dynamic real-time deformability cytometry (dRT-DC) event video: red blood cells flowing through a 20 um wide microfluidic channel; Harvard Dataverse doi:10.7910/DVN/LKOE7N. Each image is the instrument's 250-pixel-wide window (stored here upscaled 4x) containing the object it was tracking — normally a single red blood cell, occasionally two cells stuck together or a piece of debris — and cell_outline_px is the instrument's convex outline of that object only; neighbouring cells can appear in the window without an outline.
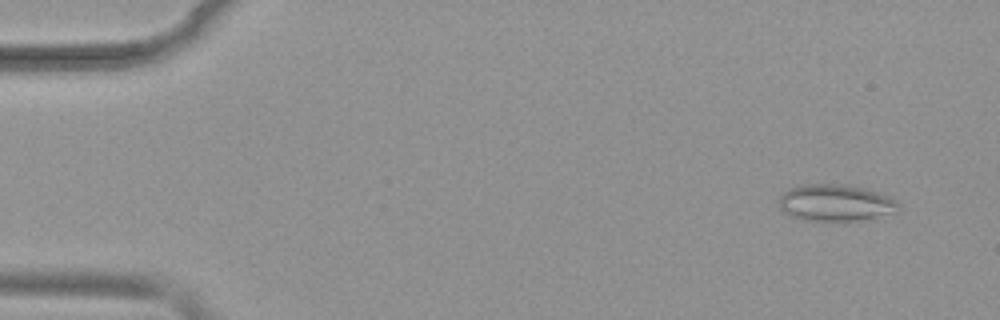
{"species": "common noctule bat (a hibernating species)", "species_latin": "Nyctalus noctula", "temperature_condition": "warm", "stored_images_in_passage": 52, "camera_frame_rate_fps": 3000, "um_per_image_px": 0.085, "animal": {"sex": "female", "body_mass_g": 19.9}, "frame": {"image": 1, "passage_image": 4, "time_ms": 1.0, "image_size_px": [1000, 320], "cell_outline_px": [[900, 208], [896, 212], [844, 224], [804, 220], [788, 216], [780, 208], [780, 196], [788, 188], [800, 184], [844, 184], [876, 192], [888, 196], [896, 200], [900, 204]], "centroid_in_image_um": [70.99, 17.28], "position_along_channel_um": 14.0, "area_um2": 26.3}}
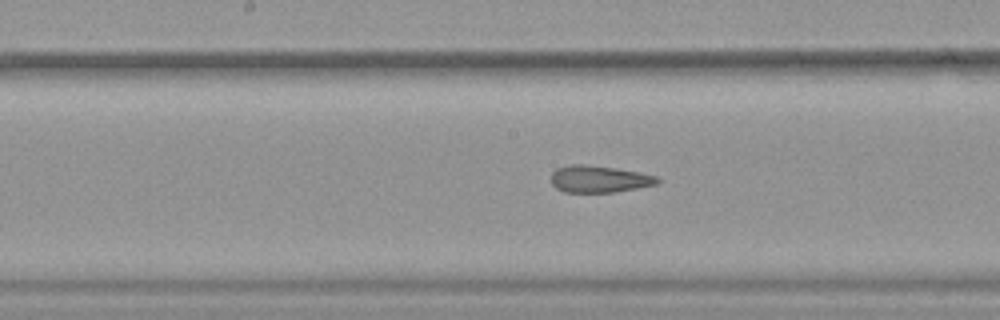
{"frame": {"image": 2, "passage_image": 27, "time_ms": 8.667, "image_size_px": [1000, 320], "cell_outline_px": [[660, 180], [656, 184], [616, 192], [564, 192], [556, 188], [552, 184], [552, 172], [556, 168], [568, 164], [584, 164], [616, 168], [640, 172], [656, 176]], "centroid_in_image_um": [50.9, 15.21], "position_along_channel_um": 197.3, "area_um2": 16.7}}
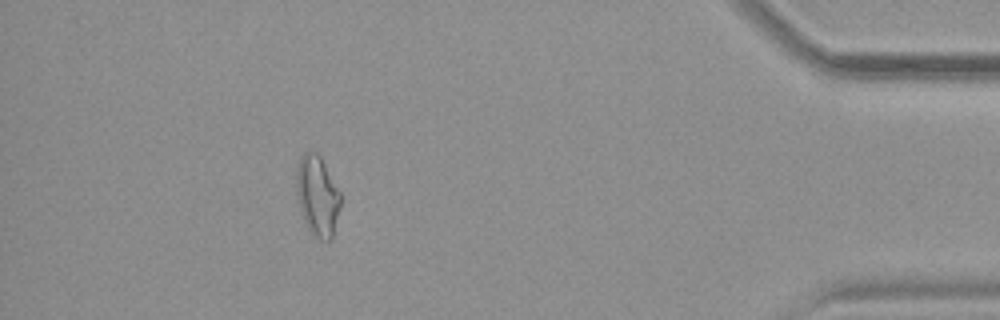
{"frame": {"image": 3, "passage_image": 47, "time_ms": 15.333, "image_size_px": [1000, 320], "cell_outline_px": [[340, 208], [332, 240], [320, 240], [308, 228], [300, 212], [296, 196], [296, 168], [300, 156], [304, 152], [316, 152], [320, 156], [340, 192]], "centroid_in_image_um": [26.96, 16.64], "position_along_channel_um": 408.2, "area_um2": 20.75}, "authors_computed_cell_mechanics": {"area_um2": 19.5364, "velocity_mm_per_s": 3.9156, "shape_relaxation_time_tau1_ms": null, "shape_relaxation_time_tau2_ms": 1.7346, "deformation_change_tau1": null, "deformation_change_tau2": 0.1107}}